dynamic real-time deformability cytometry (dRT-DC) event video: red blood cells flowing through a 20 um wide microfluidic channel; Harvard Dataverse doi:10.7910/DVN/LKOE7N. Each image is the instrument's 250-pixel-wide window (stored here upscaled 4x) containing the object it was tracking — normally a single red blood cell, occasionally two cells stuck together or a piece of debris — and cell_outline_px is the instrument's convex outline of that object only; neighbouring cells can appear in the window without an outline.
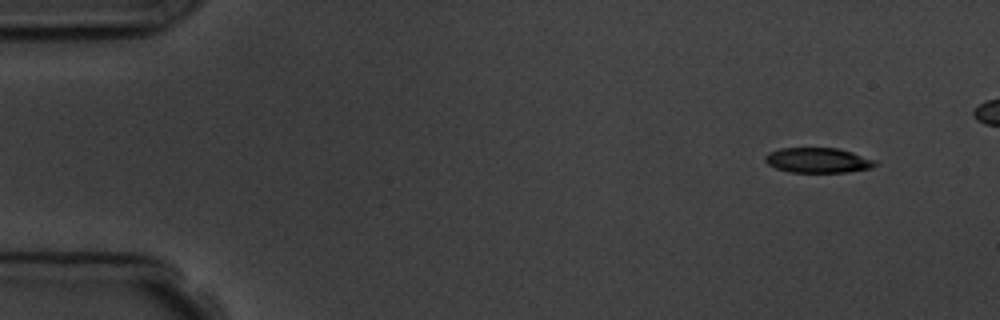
{"species": "common noctule bat (a hibernating species)", "species_latin": "Nyctalus noctula", "temperature_condition": "room temperature", "stored_images_in_passage": 3, "camera_frame_rate_fps": 3000, "um_per_image_px": 0.085, "animal": {"sex": "male", "body_mass_g": 19.5, "forearm_length_mm": 54.6}, "frame": {"image": 1, "passage_image": 1, "time_ms": 0.0, "image_size_px": [1000, 320], "cell_outline_px": [[880, 164], [872, 168], [844, 172], [788, 172], [776, 168], [768, 164], [764, 160], [764, 156], [768, 152], [780, 148], [840, 148], [876, 160]], "centroid_in_image_um": [69.53, 13.62], "position_along_channel_um": 15.5, "area_um2": 16.24}}